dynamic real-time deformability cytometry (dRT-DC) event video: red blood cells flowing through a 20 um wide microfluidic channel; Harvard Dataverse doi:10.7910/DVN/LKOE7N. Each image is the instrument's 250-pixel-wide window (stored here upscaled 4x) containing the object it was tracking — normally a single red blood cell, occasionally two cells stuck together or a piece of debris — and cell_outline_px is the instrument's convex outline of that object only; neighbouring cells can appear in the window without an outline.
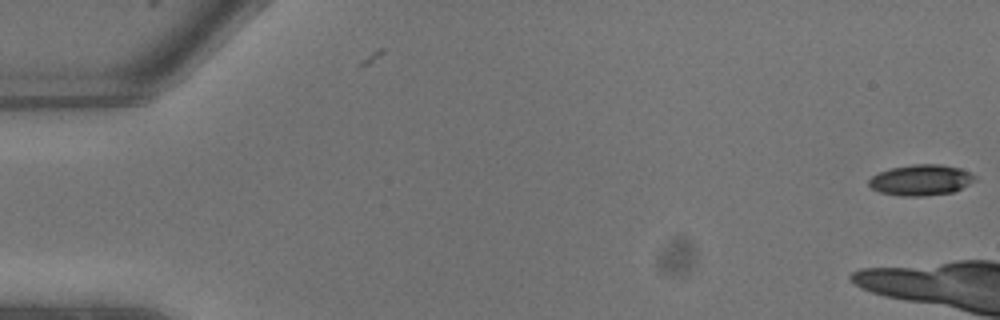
{"species": "common noctule bat (a hibernating species)", "species_latin": "Nyctalus noctula", "temperature_condition": "warm", "stored_images_in_passage": 9, "camera_frame_rate_fps": 3000, "um_per_image_px": 0.085, "animal": {"sex": "male", "body_mass_g": 13.3}, "frame": {"image": 1, "passage_image": 1, "time_ms": 0.0, "image_size_px": [1000, 320], "cell_outline_px": [[976, 180], [952, 192], [924, 196], [900, 196], [880, 192], [872, 188], [868, 184], [868, 180], [872, 176], [880, 172], [892, 168], [912, 164], [940, 164], [960, 168], [976, 176]], "centroid_in_image_um": [78.27, 15.3], "position_along_channel_um": 6.7, "area_um2": 18.9}}